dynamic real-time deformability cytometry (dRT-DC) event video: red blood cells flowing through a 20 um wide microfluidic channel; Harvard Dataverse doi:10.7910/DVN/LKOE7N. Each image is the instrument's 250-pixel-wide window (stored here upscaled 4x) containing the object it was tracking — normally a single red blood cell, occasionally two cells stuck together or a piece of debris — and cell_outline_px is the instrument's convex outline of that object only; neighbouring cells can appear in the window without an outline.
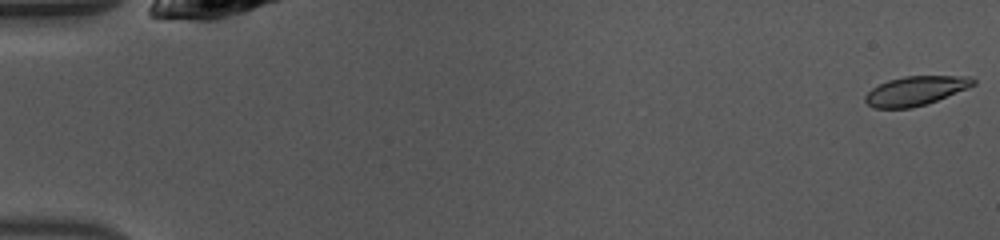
{"species": "common noctule bat (a hibernating species)", "species_latin": "Nyctalus noctula", "temperature_condition": "warm", "stored_images_in_passage": 9, "camera_frame_rate_fps": 3000, "um_per_image_px": 0.085, "animal": {"sex": "female", "body_mass_g": 10.0, "forearm_length_mm": 53.1}, "frame": {"image": 1, "passage_image": 1, "time_ms": 0.0, "image_size_px": [1000, 240], "cell_outline_px": [[976, 84], [968, 88], [936, 100], [912, 108], [872, 108], [864, 100], [864, 96], [872, 88], [888, 80], [904, 76], [972, 76], [976, 80]], "centroid_in_image_um": [77.82, 7.71], "position_along_channel_um": 7.2, "area_um2": 18.32}}